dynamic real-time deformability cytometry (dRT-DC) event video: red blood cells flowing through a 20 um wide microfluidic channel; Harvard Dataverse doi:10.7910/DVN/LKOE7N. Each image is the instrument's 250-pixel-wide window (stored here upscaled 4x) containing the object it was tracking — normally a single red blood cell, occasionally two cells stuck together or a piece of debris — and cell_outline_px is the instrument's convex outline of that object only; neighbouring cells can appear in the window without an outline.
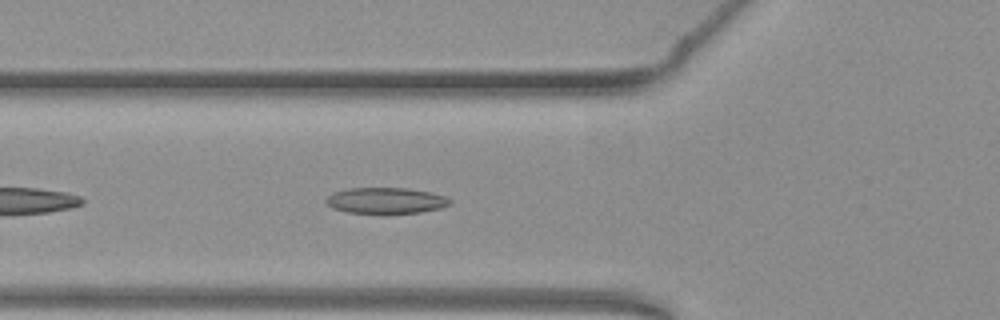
{"species": "common noctule bat (a hibernating species)", "species_latin": "Nyctalus noctula", "temperature_condition": "warm", "stored_images_in_passage": 34, "camera_frame_rate_fps": 3000, "um_per_image_px": 0.085, "animal": {"sex": "female", "body_mass_g": 19.3, "forearm_length_mm": 54.1}, "frame": {"image": 1, "passage_image": 6, "time_ms": 1.667, "image_size_px": [1000, 320], "cell_outline_px": [[452, 204], [440, 208], [420, 212], [344, 212], [332, 208], [324, 200], [332, 192], [344, 188], [408, 188], [432, 192], [444, 196], [452, 200]], "centroid_in_image_um": [32.78, 17.02], "position_along_channel_um": 93.0, "area_um2": 18.67}}
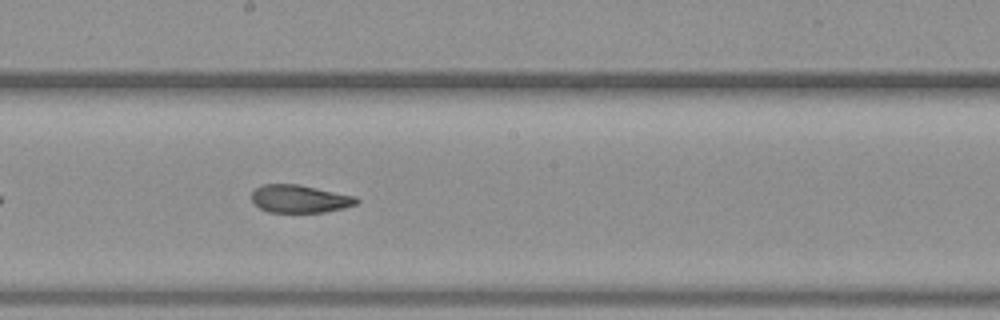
{"frame": {"image": 2, "passage_image": 16, "time_ms": 5.0, "image_size_px": [1000, 320], "cell_outline_px": [[360, 200], [356, 204], [344, 208], [324, 212], [268, 212], [260, 208], [252, 200], [252, 192], [260, 184], [300, 184], [356, 196]], "centroid_in_image_um": [25.49, 16.89], "position_along_channel_um": 222.7, "area_um2": 17.11}}
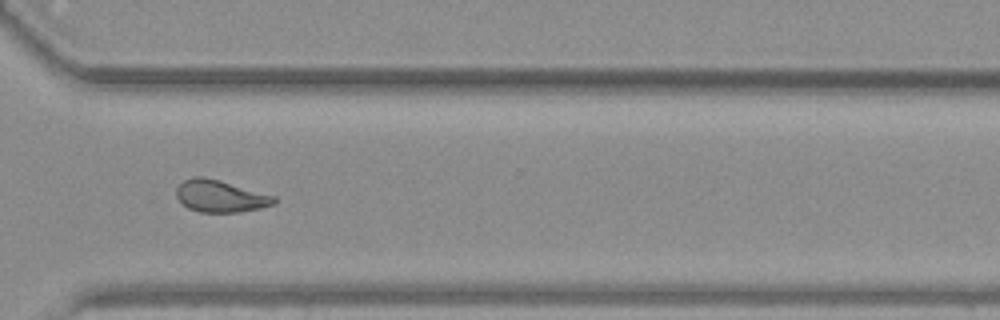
{"frame": {"image": 3, "passage_image": 26, "time_ms": 8.333, "image_size_px": [1000, 320], "cell_outline_px": [[276, 204], [260, 208], [240, 212], [200, 212], [188, 208], [176, 196], [176, 188], [184, 180], [192, 176], [204, 176], [220, 180], [276, 196]], "centroid_in_image_um": [18.74, 16.66], "position_along_channel_um": 351.9, "area_um2": 18.32}, "authors_computed_cell_mechanics": {"area_um2": 17.8602, "velocity_mm_per_s": 3.8706, "shape_relaxation_time_tau1_ms": null, "shape_relaxation_time_tau2_ms": 2.1902, "deformation_change_tau1": null, "deformation_change_tau2": 0.0904}}